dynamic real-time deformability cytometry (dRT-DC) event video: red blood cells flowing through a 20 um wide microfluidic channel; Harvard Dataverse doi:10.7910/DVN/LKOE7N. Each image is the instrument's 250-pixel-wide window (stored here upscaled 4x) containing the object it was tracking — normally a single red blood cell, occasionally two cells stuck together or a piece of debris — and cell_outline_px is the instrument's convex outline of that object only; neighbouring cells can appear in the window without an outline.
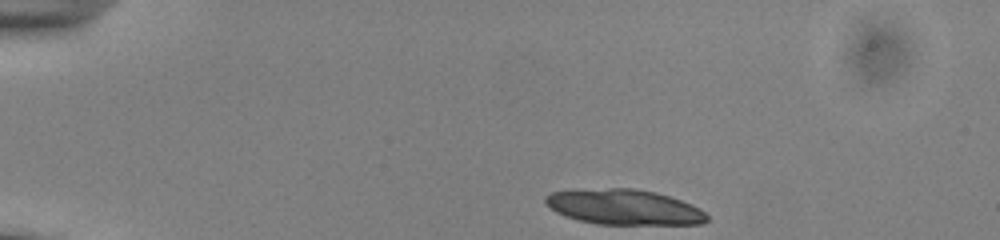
{"species": "common noctule bat (a hibernating species)", "species_latin": "Nyctalus noctula", "temperature_condition": "cold", "stored_images_in_passage": 18, "segment_of_instrument_passage": [1, 2], "camera_frame_rate_fps": 3000, "um_per_image_px": 0.085, "animal": {"sex": "male", "body_mass_g": 13.0, "forearm_length_mm": 53.1}, "frame": {"image": 1, "passage_image": 1, "time_ms": 0.0, "image_size_px": [1000, 240], "cell_outline_px": [[708, 220], [700, 224], [596, 224], [564, 216], [556, 212], [544, 200], [544, 196], [552, 192], [608, 188], [636, 188], [656, 192], [692, 204], [700, 208], [708, 216]], "centroid_in_image_um": [53.07, 17.6], "position_along_channel_um": 31.9, "area_um2": 33.0}}